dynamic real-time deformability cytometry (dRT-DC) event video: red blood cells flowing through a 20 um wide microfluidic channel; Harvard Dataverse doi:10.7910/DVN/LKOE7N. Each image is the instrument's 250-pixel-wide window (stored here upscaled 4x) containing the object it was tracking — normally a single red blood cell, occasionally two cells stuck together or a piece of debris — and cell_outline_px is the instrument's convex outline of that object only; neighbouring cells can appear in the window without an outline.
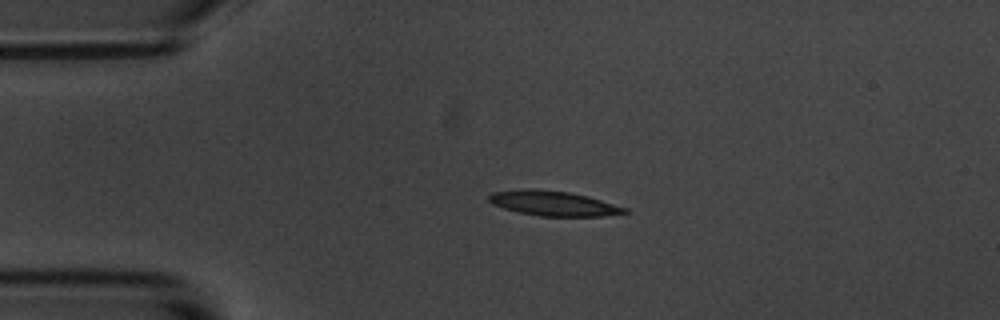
{"species": "common noctule bat (a hibernating species)", "species_latin": "Nyctalus noctula", "temperature_condition": "room temperature", "stored_images_in_passage": 4, "camera_frame_rate_fps": 3000, "um_per_image_px": 0.085, "animal": {"sex": "male", "body_mass_g": 20.1, "forearm_length_mm": 53.5}, "frame": {"image": 1, "passage_image": 3, "time_ms": 2.333, "image_size_px": [1000, 320], "cell_outline_px": [[628, 212], [604, 216], [540, 216], [520, 212], [504, 208], [492, 204], [488, 200], [488, 196], [492, 192], [532, 188], [536, 188], [572, 192], [588, 196], [628, 208]], "centroid_in_image_um": [47.05, 17.27], "position_along_channel_um": 38.0, "area_um2": 19.71}}